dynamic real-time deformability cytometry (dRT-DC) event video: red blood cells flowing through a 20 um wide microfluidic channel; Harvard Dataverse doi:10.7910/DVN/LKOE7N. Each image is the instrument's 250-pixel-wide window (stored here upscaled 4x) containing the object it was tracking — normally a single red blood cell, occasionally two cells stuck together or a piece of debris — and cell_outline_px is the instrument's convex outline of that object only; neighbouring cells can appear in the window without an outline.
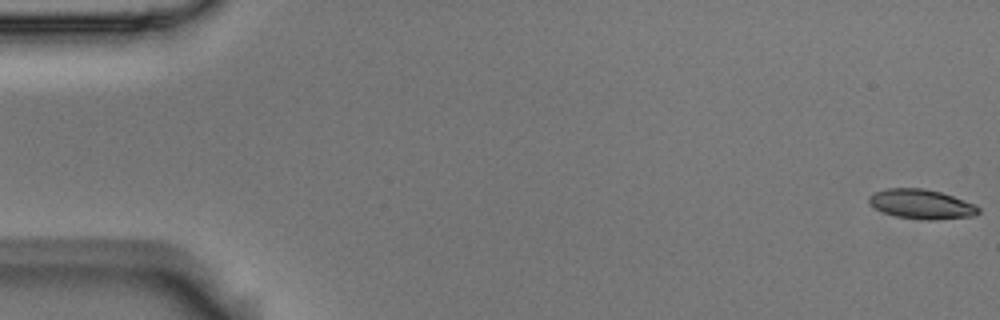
{"species": "Egyptian fruit bat (a non-hibernating species)", "species_latin": "Rousettus aegyptiacus", "temperature_condition": "room temperature", "stored_images_in_passage": 58, "camera_frame_rate_fps": 3000, "um_per_image_px": 0.085, "animal": {"sex": "male"}, "frame": {"image": 1, "passage_image": 1, "time_ms": 0.0, "image_size_px": [1000, 320], "cell_outline_px": [[980, 212], [976, 216], [932, 220], [928, 220], [896, 216], [884, 212], [868, 204], [868, 196], [872, 192], [884, 188], [924, 188], [940, 192], [976, 204], [980, 208]], "centroid_in_image_um": [78.32, 17.34], "position_along_channel_um": 6.7, "area_um2": 19.02}}
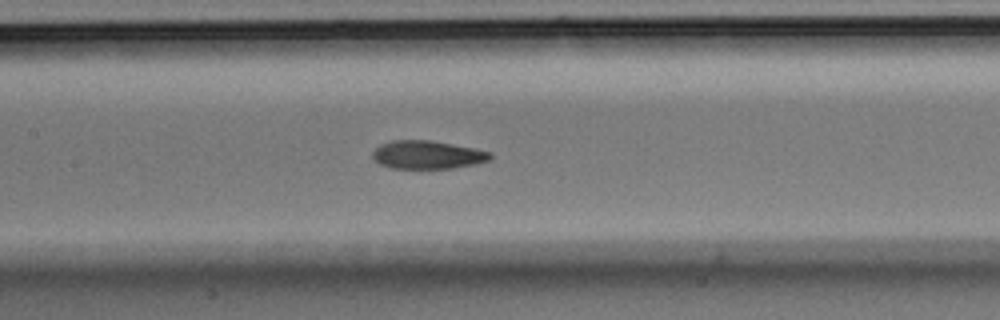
{"frame": {"image": 2, "passage_image": 27, "time_ms": 8.667, "image_size_px": [1000, 320], "cell_outline_px": [[492, 156], [488, 160], [476, 164], [452, 168], [392, 168], [380, 164], [372, 156], [372, 152], [380, 144], [392, 140], [432, 140], [492, 152]], "centroid_in_image_um": [36.32, 13.15], "position_along_channel_um": 171.1, "area_um2": 19.25}}
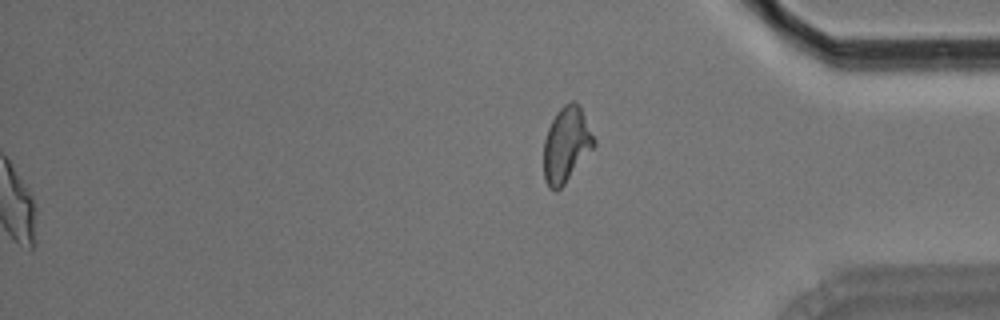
{"frame": {"image": 3, "passage_image": 58, "time_ms": 19.0, "image_size_px": [1000, 320], "cell_outline_px": [[596, 144], [564, 184], [556, 192], [548, 188], [544, 180], [544, 140], [548, 128], [556, 112], [564, 104], [572, 100], [580, 108], [596, 140]], "centroid_in_image_um": [48.12, 12.32], "position_along_channel_um": 387.1, "area_um2": 21.79}, "authors_computed_cell_mechanics": {"area_um2": 19.652, "velocity_mm_per_s": 3.5602, "shape_relaxation_time_tau1_ms": 6.9998, "shape_relaxation_time_tau2_ms": 2.776, "deformation_change_tau1": 0.1854, "deformation_change_tau2": 0.0992}}